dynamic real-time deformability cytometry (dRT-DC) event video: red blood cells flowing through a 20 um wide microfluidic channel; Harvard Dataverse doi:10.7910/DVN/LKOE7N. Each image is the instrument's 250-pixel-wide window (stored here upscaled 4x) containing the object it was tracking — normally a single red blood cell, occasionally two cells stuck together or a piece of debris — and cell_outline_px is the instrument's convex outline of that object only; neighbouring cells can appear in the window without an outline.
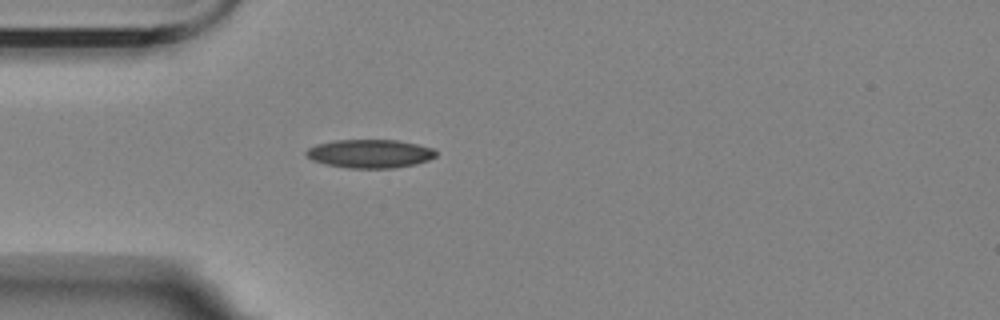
{"species": "Egyptian fruit bat (a non-hibernating species)", "species_latin": "Rousettus aegyptiacus", "temperature_condition": "room temperature", "stored_images_in_passage": 4, "camera_frame_rate_fps": 3000, "um_per_image_px": 0.085, "animal": {"sex": "female"}, "frame": {"image": 1, "passage_image": 4, "time_ms": 3.333, "image_size_px": [1000, 320], "cell_outline_px": [[436, 156], [428, 160], [416, 164], [392, 168], [348, 168], [324, 164], [312, 160], [304, 152], [308, 148], [316, 144], [336, 140], [396, 140], [416, 144], [432, 148], [436, 152]], "centroid_in_image_um": [31.42, 13.06], "position_along_channel_um": 53.6, "area_um2": 21.5}}